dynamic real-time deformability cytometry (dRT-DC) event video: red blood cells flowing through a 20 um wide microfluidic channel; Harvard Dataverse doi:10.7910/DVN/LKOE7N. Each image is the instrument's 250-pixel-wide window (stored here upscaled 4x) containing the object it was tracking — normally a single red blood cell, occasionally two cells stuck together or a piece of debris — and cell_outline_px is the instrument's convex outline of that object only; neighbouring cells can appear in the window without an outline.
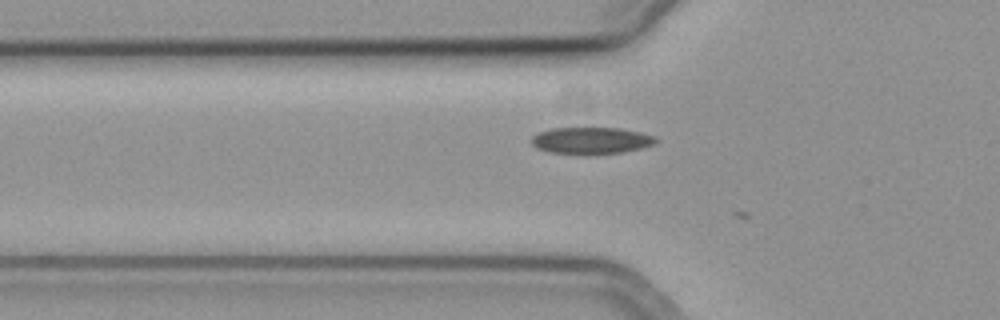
{"species": "common noctule bat (a hibernating species)", "species_latin": "Nyctalus noctula", "temperature_condition": "cold", "stored_images_in_passage": 4, "camera_frame_rate_fps": 3000, "um_per_image_px": 0.085, "animal": {"sex": "female", "body_mass_g": 19.3, "forearm_length_mm": 54.1}, "frame": {"image": 1, "passage_image": 2, "time_ms": 0.333, "image_size_px": [1000, 320], "cell_outline_px": [[660, 140], [656, 144], [624, 152], [552, 152], [540, 148], [532, 144], [532, 136], [540, 132], [552, 128], [620, 128], [640, 132], [656, 136]], "centroid_in_image_um": [50.35, 11.9], "position_along_channel_um": 75.5, "area_um2": 18.67}}